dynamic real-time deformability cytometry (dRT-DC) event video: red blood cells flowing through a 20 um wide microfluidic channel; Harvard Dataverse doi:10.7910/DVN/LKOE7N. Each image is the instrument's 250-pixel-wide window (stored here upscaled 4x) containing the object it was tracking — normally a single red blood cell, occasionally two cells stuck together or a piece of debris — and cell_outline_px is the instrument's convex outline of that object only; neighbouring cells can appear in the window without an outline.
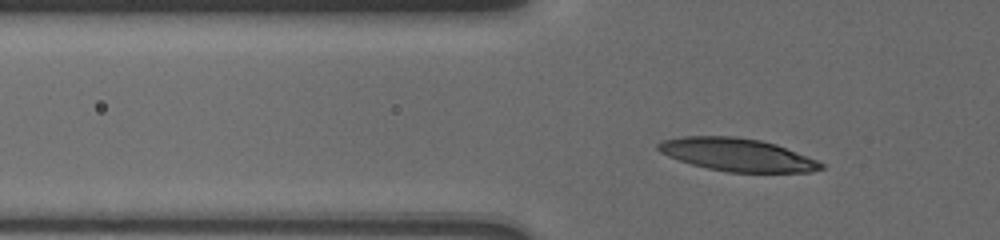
{"species": "human", "species_latin": "Homo sapiens", "temperature_condition": "cold", "stored_images_in_passage": 18, "camera_frame_rate_fps": 3000, "um_per_image_px": 0.085, "donor": {"sex": "male"}, "frame": {"image": 1, "passage_image": 9, "time_ms": 2.667, "image_size_px": [1000, 240], "cell_outline_px": [[824, 168], [812, 172], [728, 172], [708, 168], [692, 164], [668, 156], [660, 152], [656, 148], [656, 144], [664, 140], [684, 136], [736, 136], [760, 140], [776, 144], [816, 160], [824, 164]], "centroid_in_image_um": [62.65, 13.15], "position_along_channel_um": 63.1, "area_um2": 30.98}}
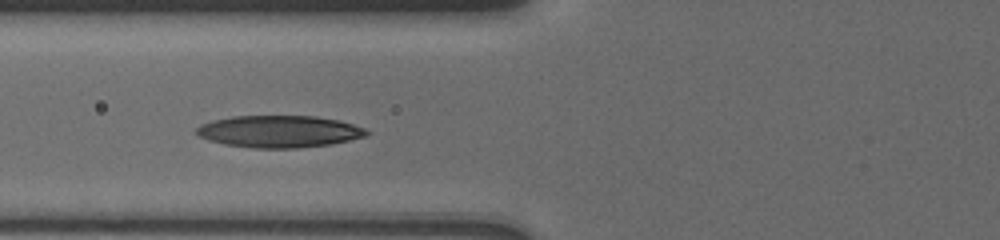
{"frame": {"image": 2, "passage_image": 13, "time_ms": 4.0, "image_size_px": [1000, 240], "cell_outline_px": [[368, 136], [332, 144], [296, 148], [256, 148], [224, 144], [208, 140], [200, 136], [196, 132], [196, 128], [200, 124], [212, 120], [232, 116], [316, 116], [340, 120], [364, 128], [368, 132]], "centroid_in_image_um": [23.73, 11.17], "position_along_channel_um": 102.1, "area_um2": 31.79}}
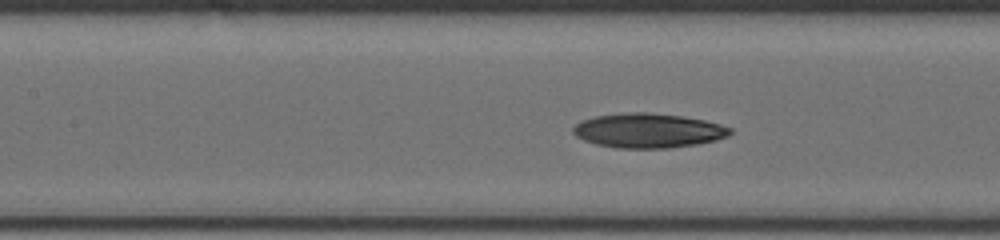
{"frame": {"image": 3, "passage_image": 17, "time_ms": 5.333, "image_size_px": [1000, 240], "cell_outline_px": [[732, 132], [728, 136], [716, 140], [696, 144], [668, 148], [616, 148], [596, 144], [584, 140], [576, 136], [572, 132], [572, 128], [580, 120], [596, 116], [628, 112], [648, 112], [684, 116], [704, 120], [720, 124], [732, 128]], "centroid_in_image_um": [55.09, 11.09], "position_along_channel_um": 152.3, "area_um2": 31.67}}